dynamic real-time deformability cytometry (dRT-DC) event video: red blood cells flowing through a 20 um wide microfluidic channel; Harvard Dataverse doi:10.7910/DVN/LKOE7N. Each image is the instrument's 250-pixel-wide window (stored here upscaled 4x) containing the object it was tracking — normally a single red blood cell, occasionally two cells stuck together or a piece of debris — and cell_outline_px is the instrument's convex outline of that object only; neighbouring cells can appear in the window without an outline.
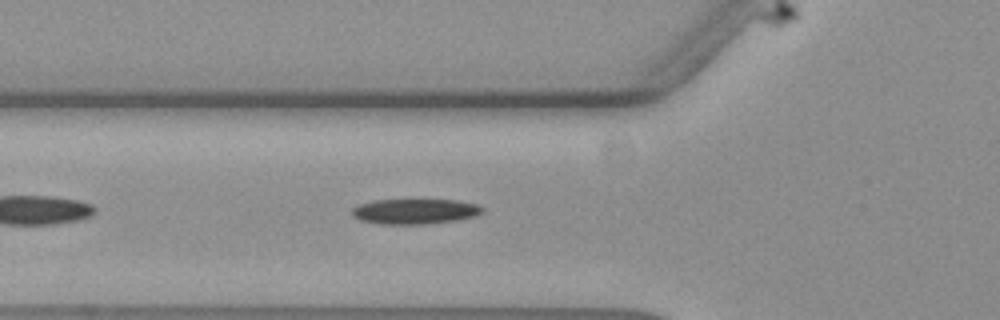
{"species": "common noctule bat (a hibernating species)", "species_latin": "Nyctalus noctula", "temperature_condition": "warm", "stored_images_in_passage": 44, "camera_frame_rate_fps": 3000, "um_per_image_px": 0.085, "animal": {"sex": "female", "body_mass_g": 19.3, "forearm_length_mm": 54.1}, "frame": {"image": 1, "passage_image": 7, "time_ms": 2.0, "image_size_px": [1000, 320], "cell_outline_px": [[484, 212], [476, 216], [456, 220], [432, 224], [376, 224], [360, 220], [352, 216], [352, 208], [360, 204], [372, 200], [456, 200], [476, 204], [484, 208]], "centroid_in_image_um": [35.26, 17.98], "position_along_channel_um": 90.5, "area_um2": 19.36}, "authors_computed_cell_mechanics": {"area_um2": 19.1029, "velocity_mm_per_s": 3.6006, "shape_relaxation_time_tau1_ms": 4.275, "shape_relaxation_time_tau2_ms": null, "deformation_change_tau1": 0.151, "deformation_change_tau2": null}}